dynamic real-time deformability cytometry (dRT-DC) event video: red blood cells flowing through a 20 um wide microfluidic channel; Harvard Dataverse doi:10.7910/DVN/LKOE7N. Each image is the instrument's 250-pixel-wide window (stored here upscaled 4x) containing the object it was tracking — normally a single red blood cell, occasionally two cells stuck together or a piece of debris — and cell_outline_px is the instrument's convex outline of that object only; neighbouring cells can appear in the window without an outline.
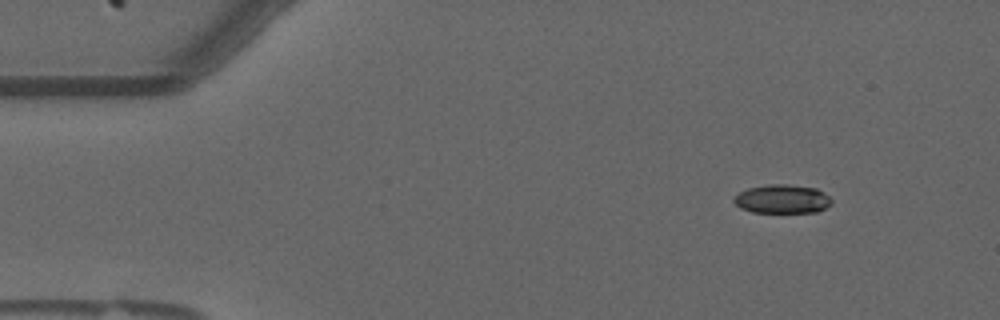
{"species": "common noctule bat (a hibernating species)", "species_latin": "Nyctalus noctula", "temperature_condition": "warm", "stored_images_in_passage": 17, "camera_frame_rate_fps": 3000, "um_per_image_px": 0.085, "animal": {"sex": "male", "forearm_length_mm": 52.5}, "frame": {"image": 1, "passage_image": 7, "time_ms": 2.0, "image_size_px": [1000, 320], "cell_outline_px": [[832, 204], [816, 212], [752, 212], [740, 208], [732, 200], [740, 192], [748, 188], [768, 184], [788, 184], [816, 188], [824, 192], [832, 200]], "centroid_in_image_um": [66.5, 16.91], "position_along_channel_um": 18.5, "area_um2": 16.36}}